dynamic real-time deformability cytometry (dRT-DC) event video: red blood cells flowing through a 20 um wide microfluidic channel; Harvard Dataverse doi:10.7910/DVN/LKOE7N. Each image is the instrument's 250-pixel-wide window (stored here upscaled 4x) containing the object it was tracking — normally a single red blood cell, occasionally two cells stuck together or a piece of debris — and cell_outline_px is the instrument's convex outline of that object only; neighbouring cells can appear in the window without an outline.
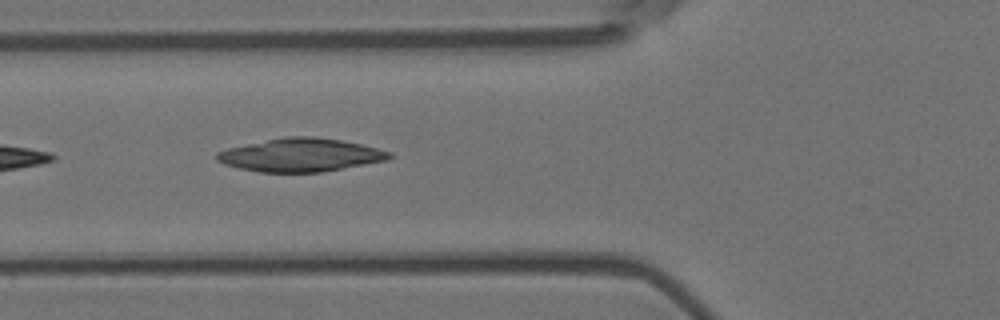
{"species": "Egyptian fruit bat (a non-hibernating species)", "species_latin": "Rousettus aegyptiacus", "temperature_condition": "room temperature", "stored_images_in_passage": 4, "camera_frame_rate_fps": 3000, "um_per_image_px": 0.085, "animal": {"sex": "female"}, "frame": {"image": 1, "passage_image": 4, "time_ms": 1.0, "image_size_px": [1000, 320], "cell_outline_px": [[396, 156], [388, 160], [320, 172], [260, 172], [240, 168], [224, 164], [216, 160], [216, 152], [228, 148], [288, 136], [312, 136], [340, 140], [360, 144], [392, 152]], "centroid_in_image_um": [25.58, 13.18], "position_along_channel_um": 100.2, "area_um2": 33.12}}